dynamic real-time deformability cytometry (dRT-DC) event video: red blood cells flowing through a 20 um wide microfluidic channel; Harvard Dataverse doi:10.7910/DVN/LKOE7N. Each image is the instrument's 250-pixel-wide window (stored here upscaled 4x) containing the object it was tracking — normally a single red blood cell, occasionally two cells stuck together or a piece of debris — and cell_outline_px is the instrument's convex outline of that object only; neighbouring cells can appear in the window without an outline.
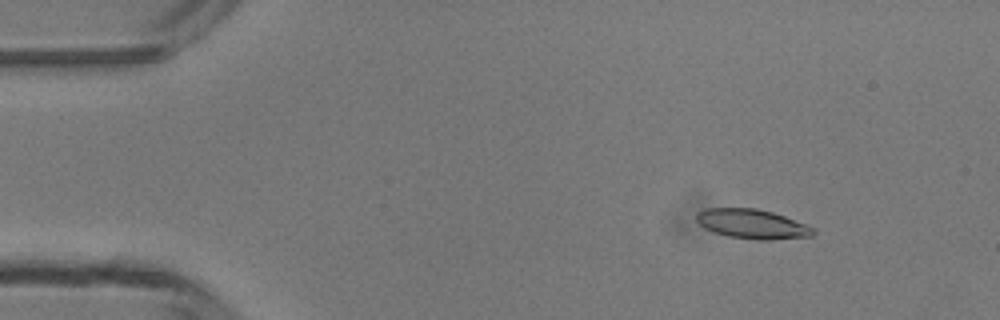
{"species": "common noctule bat (a hibernating species)", "species_latin": "Nyctalus noctula", "temperature_condition": "room temperature", "stored_images_in_passage": 48, "camera_frame_rate_fps": 3000, "um_per_image_px": 0.085, "animal": {"sex": "male", "body_mass_g": 13.3}, "frame": {"image": 1, "passage_image": 6, "time_ms": 1.667, "image_size_px": [1000, 320], "cell_outline_px": [[816, 232], [812, 236], [768, 240], [756, 240], [728, 236], [704, 228], [696, 220], [696, 212], [704, 208], [756, 208], [772, 212], [784, 216], [804, 224], [812, 228]], "centroid_in_image_um": [63.9, 19.03], "position_along_channel_um": 21.1, "area_um2": 19.94}}
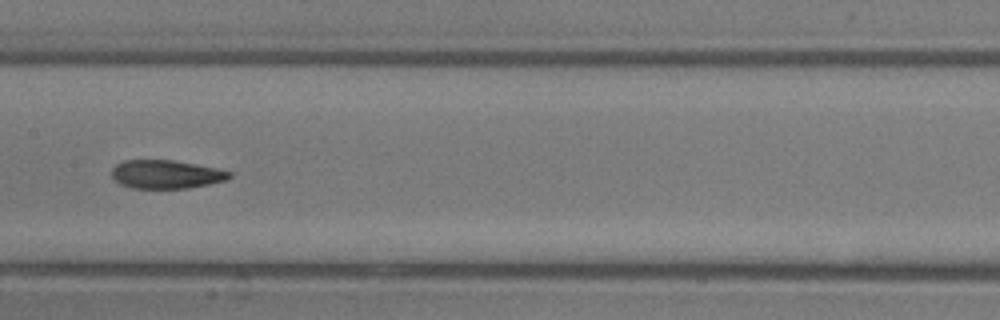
{"frame": {"image": 2, "passage_image": 24, "time_ms": 7.667, "image_size_px": [1000, 320], "cell_outline_px": [[232, 176], [228, 180], [188, 188], [132, 188], [120, 184], [112, 176], [112, 168], [116, 164], [124, 160], [172, 160], [216, 168], [232, 172]], "centroid_in_image_um": [14.13, 14.82], "position_along_channel_um": 193.3, "area_um2": 19.48}}
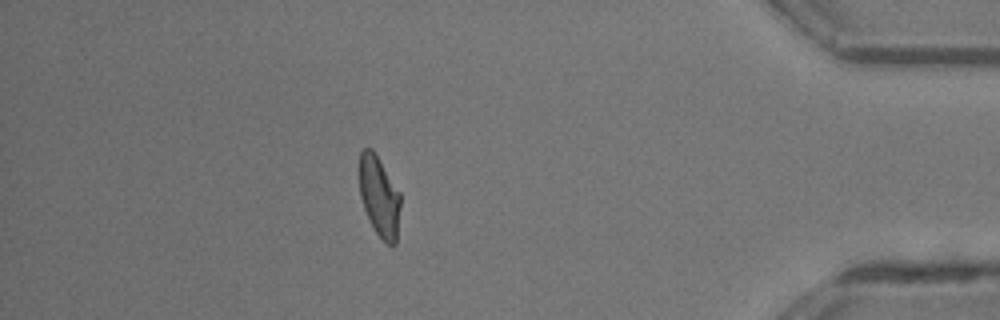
{"frame": {"image": 3, "passage_image": 42, "time_ms": 13.667, "image_size_px": [1000, 320], "cell_outline_px": [[400, 204], [396, 244], [392, 248], [376, 232], [364, 208], [360, 196], [360, 152], [364, 148], [372, 148], [376, 152], [400, 192]], "centroid_in_image_um": [32.25, 16.66], "position_along_channel_um": 402.9, "area_um2": 19.19}, "authors_computed_cell_mechanics": {"area_um2": 19.8254, "velocity_mm_per_s": 4.2749, "shape_relaxation_time_tau1_ms": 7.2147, "shape_relaxation_time_tau2_ms": 2.8951, "deformation_change_tau1": 0.2354, "deformation_change_tau2": 0.1111}}